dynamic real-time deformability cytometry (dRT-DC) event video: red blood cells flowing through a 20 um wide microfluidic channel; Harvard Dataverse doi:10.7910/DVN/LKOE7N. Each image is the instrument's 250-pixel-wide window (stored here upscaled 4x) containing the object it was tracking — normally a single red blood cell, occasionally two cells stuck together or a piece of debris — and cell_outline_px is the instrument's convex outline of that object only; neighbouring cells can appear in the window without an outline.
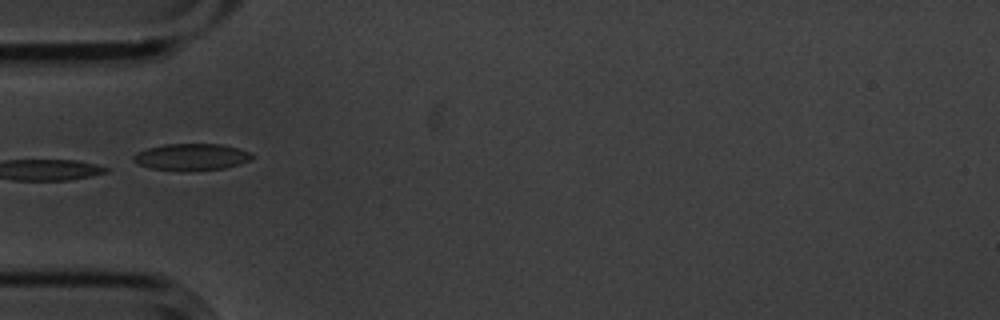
{"species": "common noctule bat (a hibernating species)", "species_latin": "Nyctalus noctula", "temperature_condition": "cold", "stored_images_in_passage": 6, "camera_frame_rate_fps": 3000, "um_per_image_px": 0.085, "animal": {"sex": "male", "body_mass_g": 20.1, "forearm_length_mm": 53.5}, "frame": {"image": 1, "passage_image": 4, "time_ms": 1.0, "image_size_px": [1000, 320], "cell_outline_px": [[256, 156], [240, 164], [224, 168], [188, 172], [180, 172], [152, 168], [140, 164], [132, 160], [132, 156], [136, 152], [148, 148], [164, 144], [220, 144], [252, 152]], "centroid_in_image_um": [16.28, 13.35], "position_along_channel_um": 68.7, "area_um2": 18.73}}
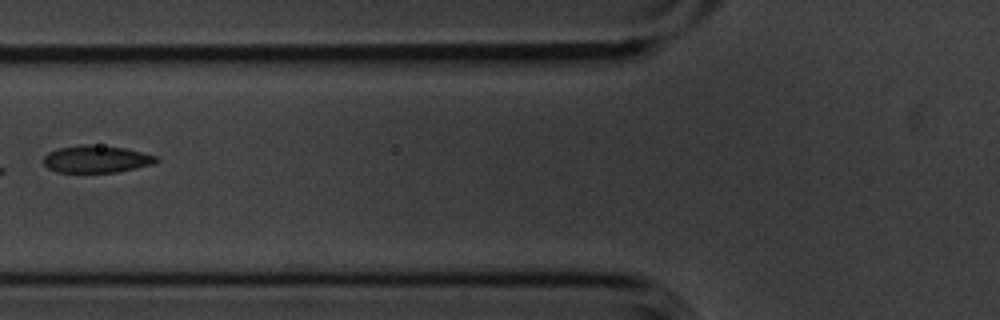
{"frame": {"image": 2, "passage_image": 5, "time_ms": 1.333, "image_size_px": [1000, 320], "cell_outline_px": [[160, 160], [152, 164], [136, 168], [116, 172], [56, 172], [48, 168], [44, 164], [44, 156], [48, 152], [60, 148], [80, 144], [92, 144], [124, 148], [156, 156]], "centroid_in_image_um": [8.17, 13.52], "position_along_channel_um": 117.6, "area_um2": 17.8}}
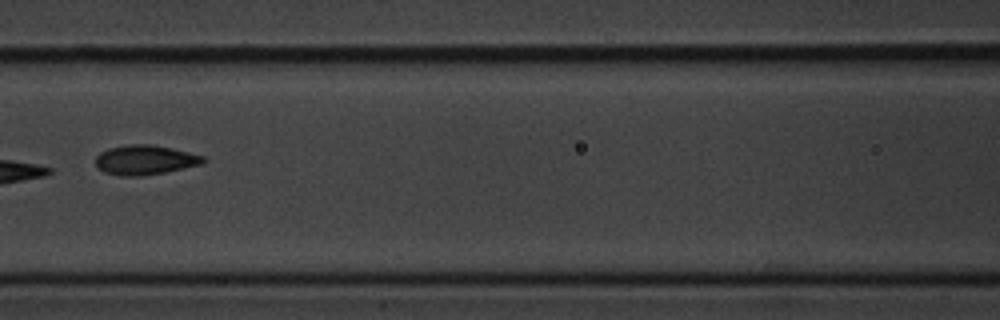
{"frame": {"image": 3, "passage_image": 6, "time_ms": 1.667, "image_size_px": [1000, 320], "cell_outline_px": [[208, 160], [204, 164], [164, 172], [140, 176], [120, 176], [104, 172], [96, 168], [96, 156], [100, 152], [108, 148], [128, 144], [152, 144], [172, 148], [204, 156]], "centroid_in_image_um": [12.33, 13.59], "position_along_channel_um": 154.3, "area_um2": 18.79}}